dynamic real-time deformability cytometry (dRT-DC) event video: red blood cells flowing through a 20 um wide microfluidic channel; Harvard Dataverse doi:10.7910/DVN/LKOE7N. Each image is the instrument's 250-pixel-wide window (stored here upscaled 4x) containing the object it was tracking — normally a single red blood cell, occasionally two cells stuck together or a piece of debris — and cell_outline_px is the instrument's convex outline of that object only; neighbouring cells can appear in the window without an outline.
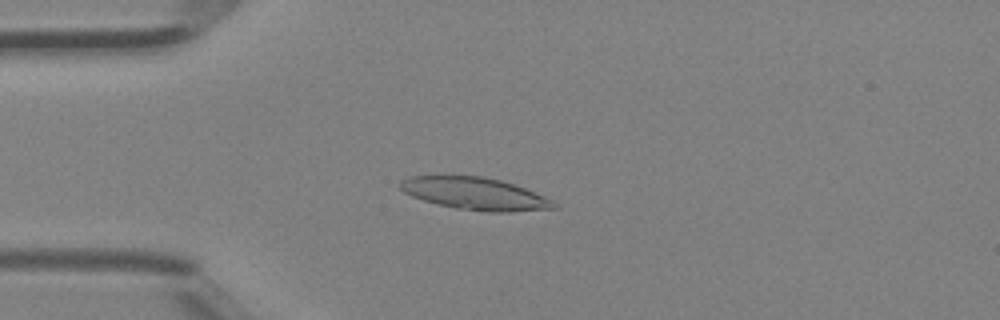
{"species": "Egyptian fruit bat (a non-hibernating species)", "species_latin": "Rousettus aegyptiacus", "temperature_condition": "room temperature", "stored_images_in_passage": 3, "camera_frame_rate_fps": 3000, "um_per_image_px": 0.085, "animal": {"sex": "female"}, "frame": {"image": 1, "passage_image": 3, "time_ms": 0.667, "image_size_px": [1000, 320], "cell_outline_px": [[560, 208], [512, 212], [488, 212], [456, 208], [424, 200], [412, 196], [404, 192], [400, 188], [400, 180], [408, 176], [480, 176], [500, 180], [524, 188], [544, 196], [552, 200]], "centroid_in_image_um": [40.39, 16.47], "position_along_channel_um": 44.6, "area_um2": 28.73}}